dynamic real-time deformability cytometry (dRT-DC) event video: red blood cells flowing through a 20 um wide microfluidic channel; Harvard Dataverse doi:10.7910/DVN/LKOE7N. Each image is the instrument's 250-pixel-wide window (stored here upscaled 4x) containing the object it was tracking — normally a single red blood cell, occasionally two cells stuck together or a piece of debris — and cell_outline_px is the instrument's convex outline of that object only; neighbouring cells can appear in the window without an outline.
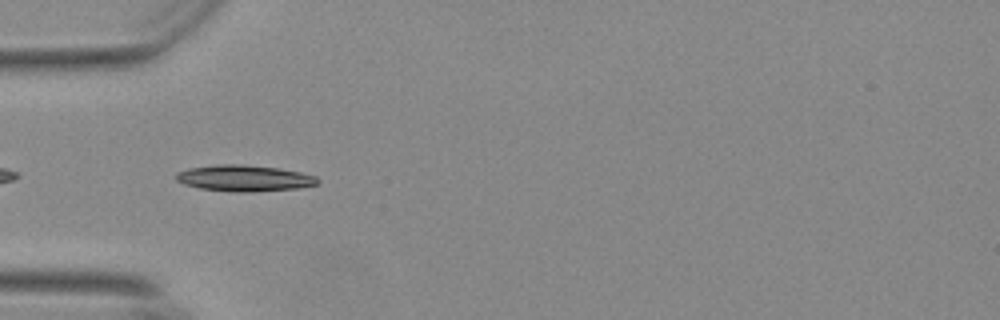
{"species": "Egyptian fruit bat (a non-hibernating species)", "species_latin": "Rousettus aegyptiacus", "temperature_condition": "warm", "stored_images_in_passage": 40, "camera_frame_rate_fps": 3000, "um_per_image_px": 0.085, "animal": {"sex": "female"}, "frame": {"image": 1, "passage_image": 2, "time_ms": 0.333, "image_size_px": [1000, 320], "cell_outline_px": [[320, 180], [316, 184], [296, 188], [248, 192], [232, 192], [200, 188], [184, 184], [176, 180], [176, 172], [188, 168], [216, 164], [244, 164], [276, 168], [300, 172], [316, 176]], "centroid_in_image_um": [20.72, 15.14], "position_along_channel_um": 64.3, "area_um2": 21.56}}
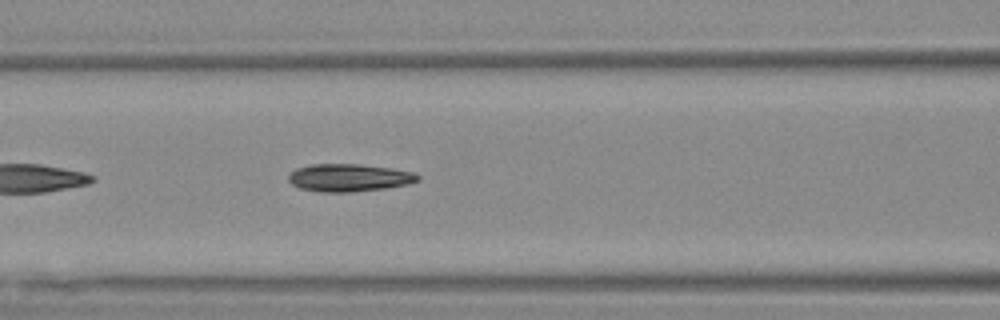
{"frame": {"image": 2, "passage_image": 8, "time_ms": 2.333, "image_size_px": [1000, 320], "cell_outline_px": [[420, 180], [408, 184], [384, 188], [348, 192], [320, 192], [300, 188], [292, 184], [288, 180], [288, 176], [296, 168], [312, 164], [360, 164], [392, 168], [412, 172], [420, 176]], "centroid_in_image_um": [29.66, 15.1], "position_along_channel_um": 136.9, "area_um2": 20.75}}
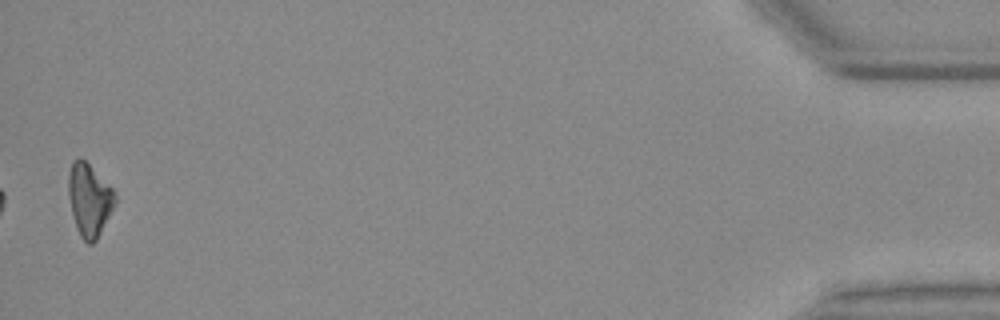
{"frame": {"image": 3, "passage_image": 39, "time_ms": 12.667, "image_size_px": [1000, 320], "cell_outline_px": [[116, 200], [96, 240], [92, 244], [88, 244], [80, 236], [76, 228], [68, 196], [68, 172], [72, 160], [80, 156], [116, 192]], "centroid_in_image_um": [7.55, 16.96], "position_along_channel_um": 427.6, "area_um2": 19.48}, "authors_computed_cell_mechanics": {"area_um2": 20.0566, "velocity_mm_per_s": 3.6887, "shape_relaxation_time_tau1_ms": 5.3812, "shape_relaxation_time_tau2_ms": 2.2685, "deformation_change_tau1": 0.1897, "deformation_change_tau2": 0.0889}}